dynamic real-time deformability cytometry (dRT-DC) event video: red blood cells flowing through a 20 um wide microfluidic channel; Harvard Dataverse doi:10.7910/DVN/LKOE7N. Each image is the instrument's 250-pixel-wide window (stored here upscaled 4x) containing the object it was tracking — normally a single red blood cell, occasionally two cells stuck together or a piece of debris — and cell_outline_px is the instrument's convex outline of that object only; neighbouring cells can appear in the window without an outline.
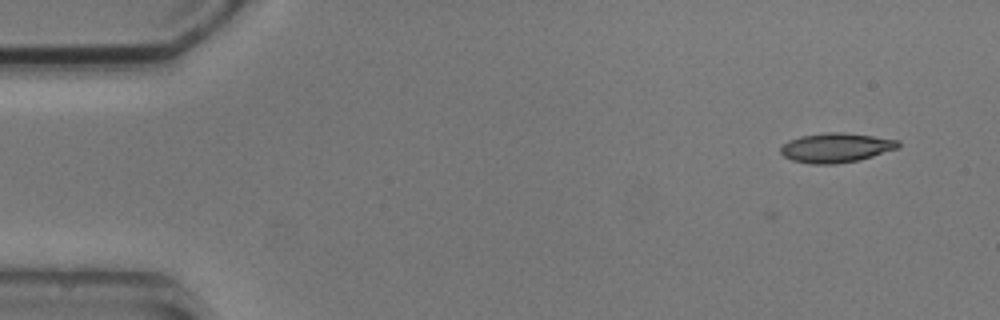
{"species": "common noctule bat (a hibernating species)", "species_latin": "Nyctalus noctula", "temperature_condition": "cold", "stored_images_in_passage": 9, "camera_frame_rate_fps": 3000, "um_per_image_px": 0.085, "animal": {"sex": "male", "body_mass_g": 20.5, "forearm_length_mm": 52.5}, "frame": {"image": 1, "passage_image": 3, "time_ms": 2.333, "image_size_px": [1000, 320], "cell_outline_px": [[900, 148], [860, 160], [836, 164], [812, 164], [792, 160], [784, 156], [780, 152], [780, 148], [788, 140], [800, 136], [824, 132], [844, 132], [900, 140]], "centroid_in_image_um": [71.08, 12.55], "position_along_channel_um": 13.9, "area_um2": 20.4}}
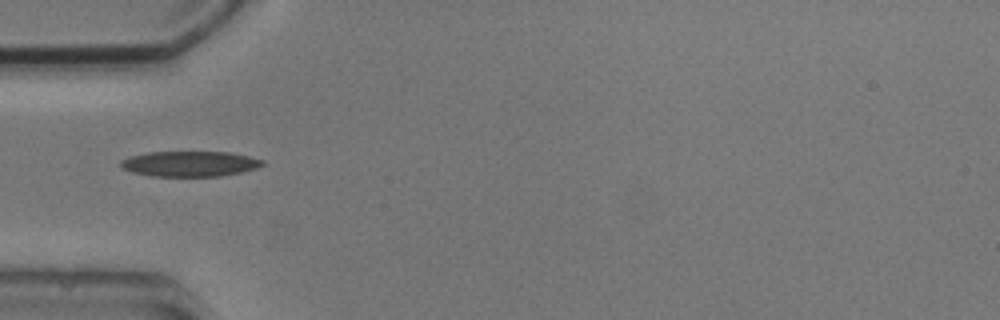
{"frame": {"image": 2, "passage_image": 6, "time_ms": 6.667, "image_size_px": [1000, 320], "cell_outline_px": [[264, 164], [256, 168], [240, 172], [220, 176], [152, 176], [132, 172], [124, 168], [120, 164], [120, 160], [132, 156], [148, 152], [228, 152], [248, 156], [264, 160]], "centroid_in_image_um": [16.14, 13.92], "position_along_channel_um": 68.9, "area_um2": 20.75}}